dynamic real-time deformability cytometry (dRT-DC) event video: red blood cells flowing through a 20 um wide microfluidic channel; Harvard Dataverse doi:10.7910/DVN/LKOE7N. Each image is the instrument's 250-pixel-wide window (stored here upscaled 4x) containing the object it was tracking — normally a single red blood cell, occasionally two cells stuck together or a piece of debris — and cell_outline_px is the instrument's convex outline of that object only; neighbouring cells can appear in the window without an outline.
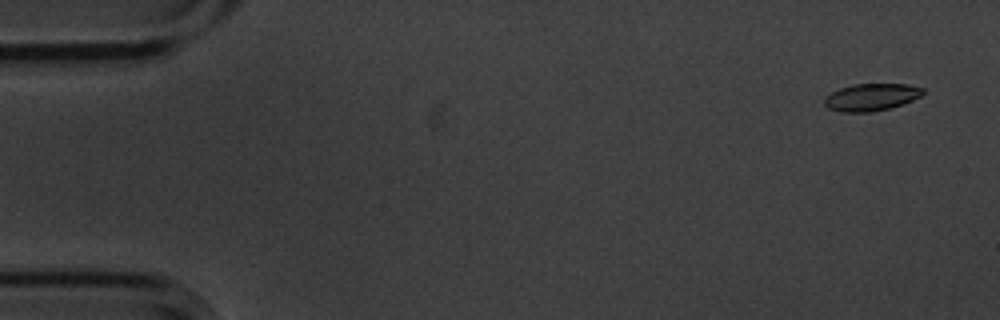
{"species": "common noctule bat (a hibernating species)", "species_latin": "Nyctalus noctula", "temperature_condition": "cold", "stored_images_in_passage": 4, "camera_frame_rate_fps": 3000, "um_per_image_px": 0.085, "animal": {"sex": "male", "body_mass_g": 20.1, "forearm_length_mm": 53.5}, "frame": {"image": 1, "passage_image": 1, "time_ms": 0.0, "image_size_px": [1000, 320], "cell_outline_px": [[924, 92], [920, 96], [904, 104], [892, 108], [872, 112], [840, 112], [828, 108], [824, 104], [824, 96], [840, 88], [852, 84], [908, 84], [924, 88]], "centroid_in_image_um": [74.05, 8.26], "position_along_channel_um": 10.9, "area_um2": 15.84}}
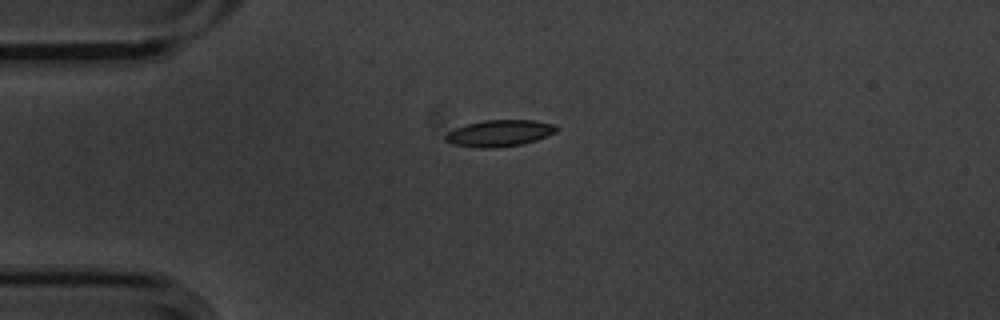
{"frame": {"image": 2, "passage_image": 4, "time_ms": 1.0, "image_size_px": [1000, 320], "cell_outline_px": [[560, 128], [556, 132], [536, 140], [524, 144], [496, 148], [480, 148], [452, 144], [444, 140], [444, 136], [448, 132], [456, 128], [468, 124], [484, 120], [536, 120], [556, 124]], "centroid_in_image_um": [42.49, 11.32], "position_along_channel_um": 42.5, "area_um2": 17.34}}